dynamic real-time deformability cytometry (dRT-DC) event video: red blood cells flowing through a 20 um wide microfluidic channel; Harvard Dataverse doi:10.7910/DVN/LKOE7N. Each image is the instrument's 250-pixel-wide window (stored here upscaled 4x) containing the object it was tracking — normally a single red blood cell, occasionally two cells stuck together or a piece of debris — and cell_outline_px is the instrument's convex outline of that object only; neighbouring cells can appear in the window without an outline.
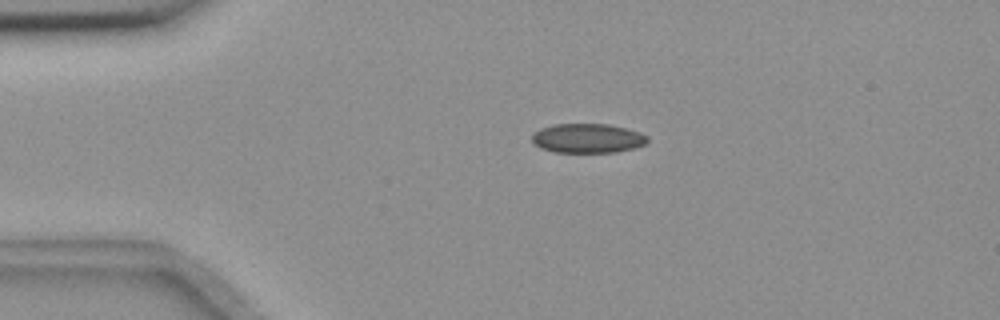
{"species": "common noctule bat (a hibernating species)", "species_latin": "Nyctalus noctula", "temperature_condition": "room temperature", "stored_images_in_passage": 45, "camera_frame_rate_fps": 3000, "um_per_image_px": 0.085, "animal": {"sex": "female", "body_mass_g": 18.4}, "frame": {"image": 1, "passage_image": 1, "time_ms": 0.0, "image_size_px": [1000, 320], "cell_outline_px": [[648, 140], [644, 144], [636, 148], [616, 152], [552, 152], [540, 148], [532, 144], [532, 132], [540, 128], [552, 124], [608, 124], [640, 132], [648, 136]], "centroid_in_image_um": [49.9, 11.75], "position_along_channel_um": 35.1, "area_um2": 20.0}}
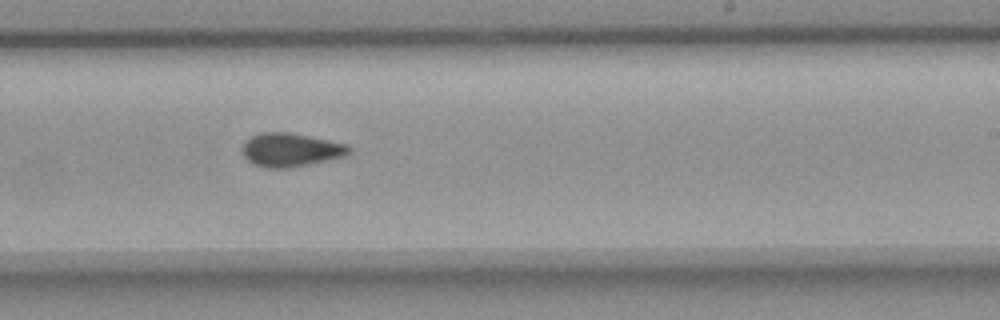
{"frame": {"image": 2, "passage_image": 23, "time_ms": 7.333, "image_size_px": [1000, 320], "cell_outline_px": [[352, 148], [344, 156], [328, 160], [288, 168], [264, 168], [248, 160], [244, 156], [244, 144], [252, 136], [260, 132], [288, 132], [348, 144]], "centroid_in_image_um": [24.73, 12.74], "position_along_channel_um": 264.3, "area_um2": 20.52}}
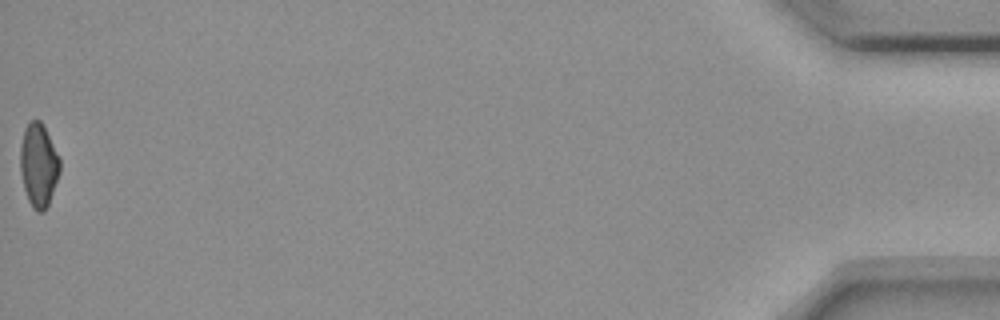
{"frame": {"image": 3, "passage_image": 45, "time_ms": 14.667, "image_size_px": [1000, 320], "cell_outline_px": [[60, 172], [48, 204], [44, 212], [36, 212], [32, 208], [28, 200], [24, 188], [20, 172], [20, 148], [24, 128], [32, 120], [40, 120], [44, 124], [60, 160]], "centroid_in_image_um": [3.27, 14.04], "position_along_channel_um": 431.9, "area_um2": 19.31}, "authors_computed_cell_mechanics": {"area_um2": 19.9988, "velocity_mm_per_s": 3.6452, "shape_relaxation_time_tau1_ms": 8.9838, "shape_relaxation_time_tau2_ms": 4.6753, "deformation_change_tau1": 0.1337, "deformation_change_tau2": 0.0833}}